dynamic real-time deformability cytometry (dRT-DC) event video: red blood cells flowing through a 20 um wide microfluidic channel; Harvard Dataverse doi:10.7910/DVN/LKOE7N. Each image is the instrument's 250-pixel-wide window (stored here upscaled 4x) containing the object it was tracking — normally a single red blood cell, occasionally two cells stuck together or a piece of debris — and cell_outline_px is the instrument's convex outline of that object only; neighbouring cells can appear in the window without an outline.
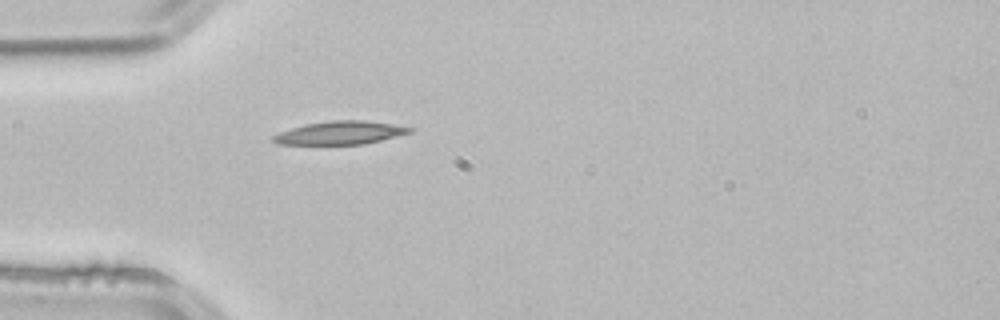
{"species": "common noctule bat (a hibernating species)", "species_latin": "Nyctalus noctula", "temperature_condition": "room temperature", "stored_images_in_passage": 3, "camera_frame_rate_fps": 3000, "um_per_image_px": 0.085, "animal": {"sex": "male", "body_mass_g": 21.5, "forearm_length_mm": 52.0}, "frame": {"image": 1, "passage_image": 3, "time_ms": 0.667, "image_size_px": [1000, 320], "cell_outline_px": [[416, 128], [412, 132], [364, 144], [276, 144], [272, 140], [272, 136], [280, 132], [304, 124], [332, 120], [364, 120], [392, 124]], "centroid_in_image_um": [28.92, 11.28], "position_along_channel_um": 56.1, "area_um2": 18.38}}